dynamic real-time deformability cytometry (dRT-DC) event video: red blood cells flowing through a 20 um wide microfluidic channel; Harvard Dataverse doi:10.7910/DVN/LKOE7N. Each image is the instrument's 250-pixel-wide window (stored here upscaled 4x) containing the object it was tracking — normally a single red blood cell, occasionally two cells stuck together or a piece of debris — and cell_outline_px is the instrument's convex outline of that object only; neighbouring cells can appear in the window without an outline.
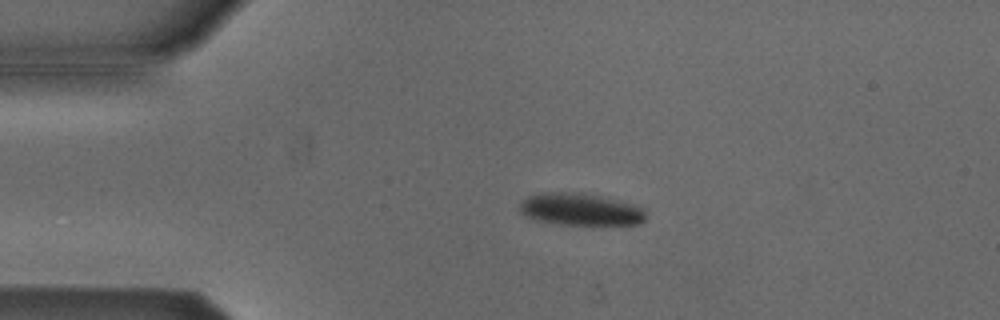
{"species": "Egyptian fruit bat (a non-hibernating species)", "species_latin": "Rousettus aegyptiacus", "temperature_condition": "cold", "stored_images_in_passage": 10, "camera_frame_rate_fps": 3000, "um_per_image_px": 0.085, "animal": {"sex": "male"}, "frame": {"image": 1, "passage_image": 2, "time_ms": 0.333, "image_size_px": [1000, 320], "cell_outline_px": [[648, 216], [640, 224], [564, 224], [536, 220], [524, 216], [520, 212], [520, 200], [528, 196], [540, 192], [580, 192], [640, 204], [644, 208]], "centroid_in_image_um": [49.37, 17.77], "position_along_channel_um": 35.6, "area_um2": 24.04}}
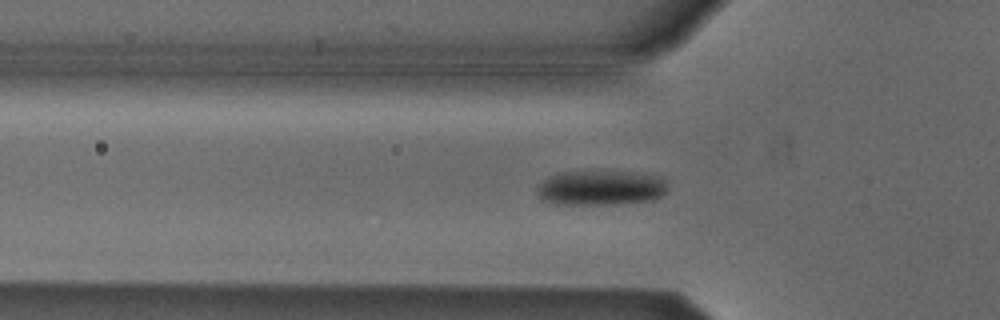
{"frame": {"image": 2, "passage_image": 8, "time_ms": 2.333, "image_size_px": [1000, 320], "cell_outline_px": [[668, 188], [656, 200], [624, 204], [556, 204], [540, 200], [536, 196], [536, 188], [548, 176], [556, 172], [628, 172], [664, 176]], "centroid_in_image_um": [51.06, 15.98], "position_along_channel_um": 74.7, "area_um2": 26.99}}